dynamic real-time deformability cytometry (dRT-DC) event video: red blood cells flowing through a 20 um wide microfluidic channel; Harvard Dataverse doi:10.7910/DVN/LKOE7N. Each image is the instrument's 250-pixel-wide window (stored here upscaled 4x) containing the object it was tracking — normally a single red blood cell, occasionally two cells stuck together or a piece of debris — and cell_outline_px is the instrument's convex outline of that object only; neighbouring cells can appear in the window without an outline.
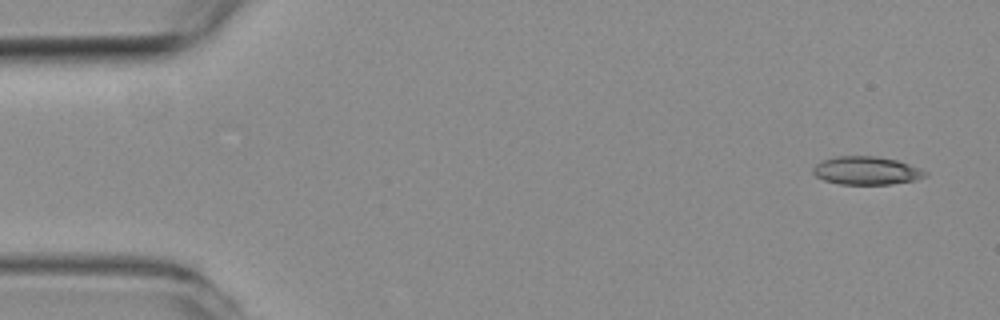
{"species": "common noctule bat (a hibernating species)", "species_latin": "Nyctalus noctula", "temperature_condition": "room temperature", "stored_images_in_passage": 49, "camera_frame_rate_fps": 3000, "um_per_image_px": 0.085, "animal": {"sex": "female", "body_mass_g": 19.3, "forearm_length_mm": 54.1}, "frame": {"image": 1, "passage_image": 1, "time_ms": 0.0, "image_size_px": [1000, 320], "cell_outline_px": [[928, 172], [924, 176], [916, 180], [892, 184], [840, 184], [824, 180], [816, 176], [812, 172], [812, 168], [820, 160], [836, 156], [876, 156], [896, 160], [920, 168]], "centroid_in_image_um": [73.61, 14.5], "position_along_channel_um": 11.4, "area_um2": 18.44}}
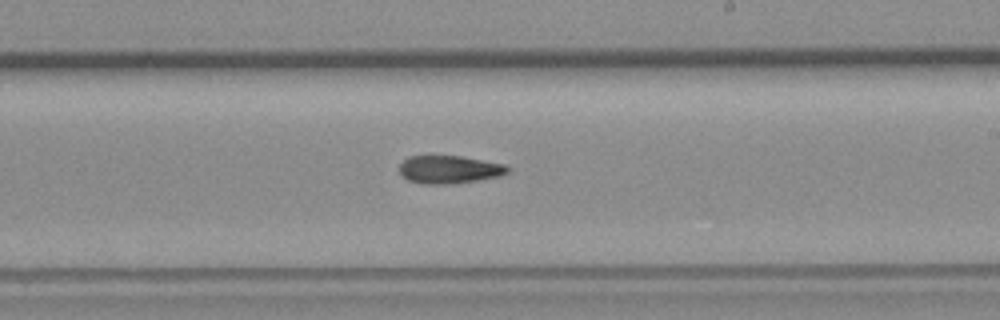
{"frame": {"image": 2, "passage_image": 28, "time_ms": 9.0, "image_size_px": [1000, 320], "cell_outline_px": [[508, 172], [500, 176], [476, 180], [448, 184], [424, 184], [408, 180], [400, 176], [400, 164], [408, 156], [460, 156], [504, 164], [508, 168]], "centroid_in_image_um": [38.14, 14.41], "position_along_channel_um": 250.9, "area_um2": 17.46}}
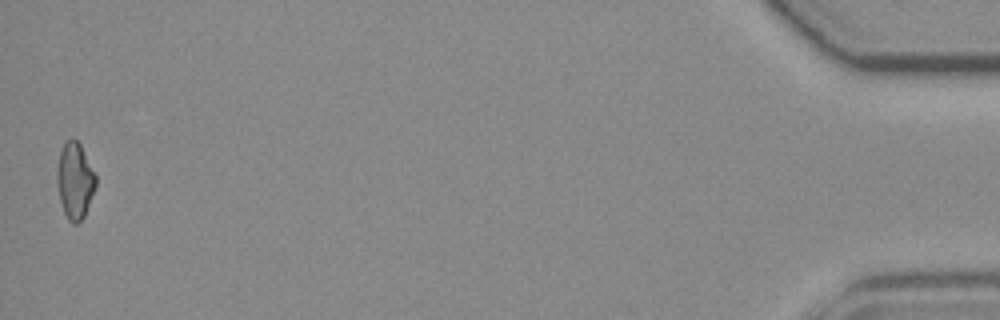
{"frame": {"image": 3, "passage_image": 49, "time_ms": 16.0, "image_size_px": [1000, 320], "cell_outline_px": [[96, 184], [84, 216], [76, 224], [72, 224], [68, 220], [64, 212], [60, 200], [56, 176], [56, 172], [60, 152], [64, 144], [72, 136], [80, 144], [96, 176]], "centroid_in_image_um": [6.35, 15.35], "position_along_channel_um": 428.8, "area_um2": 16.94}}